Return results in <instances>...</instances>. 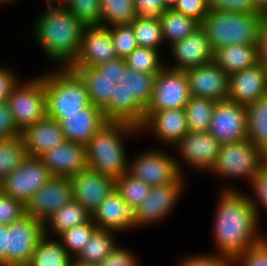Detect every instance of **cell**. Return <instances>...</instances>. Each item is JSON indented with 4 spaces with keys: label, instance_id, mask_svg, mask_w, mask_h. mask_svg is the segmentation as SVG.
Wrapping results in <instances>:
<instances>
[{
    "label": "cell",
    "instance_id": "6da1fadb",
    "mask_svg": "<svg viewBox=\"0 0 267 266\" xmlns=\"http://www.w3.org/2000/svg\"><path fill=\"white\" fill-rule=\"evenodd\" d=\"M221 191L213 238L219 255L234 260L264 236L257 232L259 220L249 195L231 187Z\"/></svg>",
    "mask_w": 267,
    "mask_h": 266
},
{
    "label": "cell",
    "instance_id": "7a4b0ae2",
    "mask_svg": "<svg viewBox=\"0 0 267 266\" xmlns=\"http://www.w3.org/2000/svg\"><path fill=\"white\" fill-rule=\"evenodd\" d=\"M35 21L33 35L47 58L70 67L79 53L85 25L62 4L47 5Z\"/></svg>",
    "mask_w": 267,
    "mask_h": 266
},
{
    "label": "cell",
    "instance_id": "3957f363",
    "mask_svg": "<svg viewBox=\"0 0 267 266\" xmlns=\"http://www.w3.org/2000/svg\"><path fill=\"white\" fill-rule=\"evenodd\" d=\"M143 133L137 125L108 120L86 143L88 168L117 179L128 172L124 138Z\"/></svg>",
    "mask_w": 267,
    "mask_h": 266
},
{
    "label": "cell",
    "instance_id": "277c9868",
    "mask_svg": "<svg viewBox=\"0 0 267 266\" xmlns=\"http://www.w3.org/2000/svg\"><path fill=\"white\" fill-rule=\"evenodd\" d=\"M262 13L209 10L200 23L213 51L232 44L258 45Z\"/></svg>",
    "mask_w": 267,
    "mask_h": 266
},
{
    "label": "cell",
    "instance_id": "5b68a950",
    "mask_svg": "<svg viewBox=\"0 0 267 266\" xmlns=\"http://www.w3.org/2000/svg\"><path fill=\"white\" fill-rule=\"evenodd\" d=\"M44 77L47 114H74L91 105L87 86L69 67L51 71Z\"/></svg>",
    "mask_w": 267,
    "mask_h": 266
},
{
    "label": "cell",
    "instance_id": "8992f818",
    "mask_svg": "<svg viewBox=\"0 0 267 266\" xmlns=\"http://www.w3.org/2000/svg\"><path fill=\"white\" fill-rule=\"evenodd\" d=\"M267 156L248 139L222 144L211 172L222 178L241 179L252 183Z\"/></svg>",
    "mask_w": 267,
    "mask_h": 266
},
{
    "label": "cell",
    "instance_id": "52a82bcc",
    "mask_svg": "<svg viewBox=\"0 0 267 266\" xmlns=\"http://www.w3.org/2000/svg\"><path fill=\"white\" fill-rule=\"evenodd\" d=\"M7 104L20 132L44 119L47 116L44 77L18 82L7 98Z\"/></svg>",
    "mask_w": 267,
    "mask_h": 266
},
{
    "label": "cell",
    "instance_id": "ba28073f",
    "mask_svg": "<svg viewBox=\"0 0 267 266\" xmlns=\"http://www.w3.org/2000/svg\"><path fill=\"white\" fill-rule=\"evenodd\" d=\"M191 98L185 71L164 67L157 75L150 103L144 120L153 112L169 109H185Z\"/></svg>",
    "mask_w": 267,
    "mask_h": 266
},
{
    "label": "cell",
    "instance_id": "9c48e42d",
    "mask_svg": "<svg viewBox=\"0 0 267 266\" xmlns=\"http://www.w3.org/2000/svg\"><path fill=\"white\" fill-rule=\"evenodd\" d=\"M44 236V223L25 215L7 229L6 266H28L39 240Z\"/></svg>",
    "mask_w": 267,
    "mask_h": 266
},
{
    "label": "cell",
    "instance_id": "30bf717a",
    "mask_svg": "<svg viewBox=\"0 0 267 266\" xmlns=\"http://www.w3.org/2000/svg\"><path fill=\"white\" fill-rule=\"evenodd\" d=\"M53 176L40 157L27 156L2 181V192L25 205Z\"/></svg>",
    "mask_w": 267,
    "mask_h": 266
},
{
    "label": "cell",
    "instance_id": "8fae6325",
    "mask_svg": "<svg viewBox=\"0 0 267 266\" xmlns=\"http://www.w3.org/2000/svg\"><path fill=\"white\" fill-rule=\"evenodd\" d=\"M178 160L158 150H149L138 155L128 164V173L151 187L175 182L181 175Z\"/></svg>",
    "mask_w": 267,
    "mask_h": 266
},
{
    "label": "cell",
    "instance_id": "7c38bea8",
    "mask_svg": "<svg viewBox=\"0 0 267 266\" xmlns=\"http://www.w3.org/2000/svg\"><path fill=\"white\" fill-rule=\"evenodd\" d=\"M247 108L230 100L215 104L208 132L221 144L235 143L247 138Z\"/></svg>",
    "mask_w": 267,
    "mask_h": 266
},
{
    "label": "cell",
    "instance_id": "4fadbf2b",
    "mask_svg": "<svg viewBox=\"0 0 267 266\" xmlns=\"http://www.w3.org/2000/svg\"><path fill=\"white\" fill-rule=\"evenodd\" d=\"M72 196L91 215L115 191V179L86 168L69 178Z\"/></svg>",
    "mask_w": 267,
    "mask_h": 266
},
{
    "label": "cell",
    "instance_id": "5bb4252c",
    "mask_svg": "<svg viewBox=\"0 0 267 266\" xmlns=\"http://www.w3.org/2000/svg\"><path fill=\"white\" fill-rule=\"evenodd\" d=\"M117 58L109 27L85 25L79 53L70 67H96Z\"/></svg>",
    "mask_w": 267,
    "mask_h": 266
},
{
    "label": "cell",
    "instance_id": "9a60e30c",
    "mask_svg": "<svg viewBox=\"0 0 267 266\" xmlns=\"http://www.w3.org/2000/svg\"><path fill=\"white\" fill-rule=\"evenodd\" d=\"M183 180V175H181L173 183L151 187L148 198L135 210L137 227L157 223V221L166 218L169 212L171 213L177 204L176 201L183 194Z\"/></svg>",
    "mask_w": 267,
    "mask_h": 266
},
{
    "label": "cell",
    "instance_id": "2e32d148",
    "mask_svg": "<svg viewBox=\"0 0 267 266\" xmlns=\"http://www.w3.org/2000/svg\"><path fill=\"white\" fill-rule=\"evenodd\" d=\"M73 200L69 178L53 176L27 202L26 214L43 223L63 205Z\"/></svg>",
    "mask_w": 267,
    "mask_h": 266
},
{
    "label": "cell",
    "instance_id": "e0dca14e",
    "mask_svg": "<svg viewBox=\"0 0 267 266\" xmlns=\"http://www.w3.org/2000/svg\"><path fill=\"white\" fill-rule=\"evenodd\" d=\"M60 122L65 140L86 145L95 133L108 121L101 108L91 104L74 114H47Z\"/></svg>",
    "mask_w": 267,
    "mask_h": 266
},
{
    "label": "cell",
    "instance_id": "ac0fdd59",
    "mask_svg": "<svg viewBox=\"0 0 267 266\" xmlns=\"http://www.w3.org/2000/svg\"><path fill=\"white\" fill-rule=\"evenodd\" d=\"M193 97L209 98L216 102L227 100L229 75L214 62L185 71Z\"/></svg>",
    "mask_w": 267,
    "mask_h": 266
},
{
    "label": "cell",
    "instance_id": "d6986e66",
    "mask_svg": "<svg viewBox=\"0 0 267 266\" xmlns=\"http://www.w3.org/2000/svg\"><path fill=\"white\" fill-rule=\"evenodd\" d=\"M175 145L189 167L210 172L222 144L207 131L188 132Z\"/></svg>",
    "mask_w": 267,
    "mask_h": 266
},
{
    "label": "cell",
    "instance_id": "ffe728a7",
    "mask_svg": "<svg viewBox=\"0 0 267 266\" xmlns=\"http://www.w3.org/2000/svg\"><path fill=\"white\" fill-rule=\"evenodd\" d=\"M267 95L265 65H257L229 75V93L227 99L247 107Z\"/></svg>",
    "mask_w": 267,
    "mask_h": 266
},
{
    "label": "cell",
    "instance_id": "44dd1931",
    "mask_svg": "<svg viewBox=\"0 0 267 266\" xmlns=\"http://www.w3.org/2000/svg\"><path fill=\"white\" fill-rule=\"evenodd\" d=\"M175 65L169 68L186 71L213 62L214 51L205 31L198 27L185 39L175 42L171 46Z\"/></svg>",
    "mask_w": 267,
    "mask_h": 266
},
{
    "label": "cell",
    "instance_id": "7402d4cb",
    "mask_svg": "<svg viewBox=\"0 0 267 266\" xmlns=\"http://www.w3.org/2000/svg\"><path fill=\"white\" fill-rule=\"evenodd\" d=\"M52 176L71 178L88 168L86 145L65 141L40 156Z\"/></svg>",
    "mask_w": 267,
    "mask_h": 266
},
{
    "label": "cell",
    "instance_id": "603a6c76",
    "mask_svg": "<svg viewBox=\"0 0 267 266\" xmlns=\"http://www.w3.org/2000/svg\"><path fill=\"white\" fill-rule=\"evenodd\" d=\"M92 221L99 229L123 232L137 226L136 211L122 196L113 191L92 214Z\"/></svg>",
    "mask_w": 267,
    "mask_h": 266
},
{
    "label": "cell",
    "instance_id": "cb8c5ba5",
    "mask_svg": "<svg viewBox=\"0 0 267 266\" xmlns=\"http://www.w3.org/2000/svg\"><path fill=\"white\" fill-rule=\"evenodd\" d=\"M154 132L161 142L174 145L189 132L185 109L153 111L139 126V131Z\"/></svg>",
    "mask_w": 267,
    "mask_h": 266
},
{
    "label": "cell",
    "instance_id": "d4e9b609",
    "mask_svg": "<svg viewBox=\"0 0 267 266\" xmlns=\"http://www.w3.org/2000/svg\"><path fill=\"white\" fill-rule=\"evenodd\" d=\"M21 137L28 156L40 157L46 151L65 142L60 122L45 117L21 131Z\"/></svg>",
    "mask_w": 267,
    "mask_h": 266
},
{
    "label": "cell",
    "instance_id": "484cf974",
    "mask_svg": "<svg viewBox=\"0 0 267 266\" xmlns=\"http://www.w3.org/2000/svg\"><path fill=\"white\" fill-rule=\"evenodd\" d=\"M213 62L227 75L257 65L259 60L258 45L232 44L214 51Z\"/></svg>",
    "mask_w": 267,
    "mask_h": 266
},
{
    "label": "cell",
    "instance_id": "4316f807",
    "mask_svg": "<svg viewBox=\"0 0 267 266\" xmlns=\"http://www.w3.org/2000/svg\"><path fill=\"white\" fill-rule=\"evenodd\" d=\"M76 71L84 80L91 104L101 108L108 120V102L113 97L114 86L117 80H113L102 74L96 67H69Z\"/></svg>",
    "mask_w": 267,
    "mask_h": 266
},
{
    "label": "cell",
    "instance_id": "83f0119b",
    "mask_svg": "<svg viewBox=\"0 0 267 266\" xmlns=\"http://www.w3.org/2000/svg\"><path fill=\"white\" fill-rule=\"evenodd\" d=\"M145 108L122 86L115 84L113 97L108 102V120L125 121L138 127L144 122Z\"/></svg>",
    "mask_w": 267,
    "mask_h": 266
},
{
    "label": "cell",
    "instance_id": "f1b7e54d",
    "mask_svg": "<svg viewBox=\"0 0 267 266\" xmlns=\"http://www.w3.org/2000/svg\"><path fill=\"white\" fill-rule=\"evenodd\" d=\"M91 219L92 215L73 199L69 203L63 205L46 220L44 223V235L49 237L50 229L47 228L49 224V227L53 231L52 234H57L59 236L65 230L85 224Z\"/></svg>",
    "mask_w": 267,
    "mask_h": 266
},
{
    "label": "cell",
    "instance_id": "f546056e",
    "mask_svg": "<svg viewBox=\"0 0 267 266\" xmlns=\"http://www.w3.org/2000/svg\"><path fill=\"white\" fill-rule=\"evenodd\" d=\"M246 108L247 138L267 156V95Z\"/></svg>",
    "mask_w": 267,
    "mask_h": 266
},
{
    "label": "cell",
    "instance_id": "4dcf8cb0",
    "mask_svg": "<svg viewBox=\"0 0 267 266\" xmlns=\"http://www.w3.org/2000/svg\"><path fill=\"white\" fill-rule=\"evenodd\" d=\"M73 257L59 240L44 235L38 242L28 266H71Z\"/></svg>",
    "mask_w": 267,
    "mask_h": 266
},
{
    "label": "cell",
    "instance_id": "1f68e13d",
    "mask_svg": "<svg viewBox=\"0 0 267 266\" xmlns=\"http://www.w3.org/2000/svg\"><path fill=\"white\" fill-rule=\"evenodd\" d=\"M164 40L172 45L193 33L200 23L192 17L185 16L173 9H166L159 17Z\"/></svg>",
    "mask_w": 267,
    "mask_h": 266
},
{
    "label": "cell",
    "instance_id": "d6a6232c",
    "mask_svg": "<svg viewBox=\"0 0 267 266\" xmlns=\"http://www.w3.org/2000/svg\"><path fill=\"white\" fill-rule=\"evenodd\" d=\"M113 231L96 228L75 260L99 265L101 261L117 246Z\"/></svg>",
    "mask_w": 267,
    "mask_h": 266
},
{
    "label": "cell",
    "instance_id": "836d02e7",
    "mask_svg": "<svg viewBox=\"0 0 267 266\" xmlns=\"http://www.w3.org/2000/svg\"><path fill=\"white\" fill-rule=\"evenodd\" d=\"M155 79V74L141 73L126 66L121 82L129 95L146 109L152 98Z\"/></svg>",
    "mask_w": 267,
    "mask_h": 266
},
{
    "label": "cell",
    "instance_id": "e575fe53",
    "mask_svg": "<svg viewBox=\"0 0 267 266\" xmlns=\"http://www.w3.org/2000/svg\"><path fill=\"white\" fill-rule=\"evenodd\" d=\"M136 17L134 0H100V25L102 26L130 24Z\"/></svg>",
    "mask_w": 267,
    "mask_h": 266
},
{
    "label": "cell",
    "instance_id": "d590c367",
    "mask_svg": "<svg viewBox=\"0 0 267 266\" xmlns=\"http://www.w3.org/2000/svg\"><path fill=\"white\" fill-rule=\"evenodd\" d=\"M216 101L191 96L185 112L189 132H207L210 127Z\"/></svg>",
    "mask_w": 267,
    "mask_h": 266
},
{
    "label": "cell",
    "instance_id": "8d00e7d4",
    "mask_svg": "<svg viewBox=\"0 0 267 266\" xmlns=\"http://www.w3.org/2000/svg\"><path fill=\"white\" fill-rule=\"evenodd\" d=\"M130 25L138 46L159 50L158 45L164 42L159 17L137 16Z\"/></svg>",
    "mask_w": 267,
    "mask_h": 266
},
{
    "label": "cell",
    "instance_id": "74e56055",
    "mask_svg": "<svg viewBox=\"0 0 267 266\" xmlns=\"http://www.w3.org/2000/svg\"><path fill=\"white\" fill-rule=\"evenodd\" d=\"M27 156L21 135L0 140V180L17 169Z\"/></svg>",
    "mask_w": 267,
    "mask_h": 266
},
{
    "label": "cell",
    "instance_id": "f35d334b",
    "mask_svg": "<svg viewBox=\"0 0 267 266\" xmlns=\"http://www.w3.org/2000/svg\"><path fill=\"white\" fill-rule=\"evenodd\" d=\"M116 191L122 196L124 201L135 210L148 198L151 186L144 181L135 178L128 172L115 179Z\"/></svg>",
    "mask_w": 267,
    "mask_h": 266
},
{
    "label": "cell",
    "instance_id": "ab89813d",
    "mask_svg": "<svg viewBox=\"0 0 267 266\" xmlns=\"http://www.w3.org/2000/svg\"><path fill=\"white\" fill-rule=\"evenodd\" d=\"M160 59L158 50L138 46L125 58V61L131 69L157 75L166 66Z\"/></svg>",
    "mask_w": 267,
    "mask_h": 266
},
{
    "label": "cell",
    "instance_id": "60d3db41",
    "mask_svg": "<svg viewBox=\"0 0 267 266\" xmlns=\"http://www.w3.org/2000/svg\"><path fill=\"white\" fill-rule=\"evenodd\" d=\"M96 225L92 219L85 224L74 226L59 235L60 242L65 250L75 259L91 238Z\"/></svg>",
    "mask_w": 267,
    "mask_h": 266
},
{
    "label": "cell",
    "instance_id": "b9f144b4",
    "mask_svg": "<svg viewBox=\"0 0 267 266\" xmlns=\"http://www.w3.org/2000/svg\"><path fill=\"white\" fill-rule=\"evenodd\" d=\"M63 5L84 25H100V0H67Z\"/></svg>",
    "mask_w": 267,
    "mask_h": 266
},
{
    "label": "cell",
    "instance_id": "7bdbcfd3",
    "mask_svg": "<svg viewBox=\"0 0 267 266\" xmlns=\"http://www.w3.org/2000/svg\"><path fill=\"white\" fill-rule=\"evenodd\" d=\"M113 46L118 58L125 59L138 47L132 26L130 24L109 27Z\"/></svg>",
    "mask_w": 267,
    "mask_h": 266
},
{
    "label": "cell",
    "instance_id": "ee69618b",
    "mask_svg": "<svg viewBox=\"0 0 267 266\" xmlns=\"http://www.w3.org/2000/svg\"><path fill=\"white\" fill-rule=\"evenodd\" d=\"M26 215L25 204L9 195L0 193V224L9 226Z\"/></svg>",
    "mask_w": 267,
    "mask_h": 266
},
{
    "label": "cell",
    "instance_id": "f6af8a7d",
    "mask_svg": "<svg viewBox=\"0 0 267 266\" xmlns=\"http://www.w3.org/2000/svg\"><path fill=\"white\" fill-rule=\"evenodd\" d=\"M267 266V239L264 237L261 241L249 247L234 260L233 264L237 266Z\"/></svg>",
    "mask_w": 267,
    "mask_h": 266
},
{
    "label": "cell",
    "instance_id": "bcb514c9",
    "mask_svg": "<svg viewBox=\"0 0 267 266\" xmlns=\"http://www.w3.org/2000/svg\"><path fill=\"white\" fill-rule=\"evenodd\" d=\"M209 10L224 12L261 13L254 0H207Z\"/></svg>",
    "mask_w": 267,
    "mask_h": 266
},
{
    "label": "cell",
    "instance_id": "7dc6e473",
    "mask_svg": "<svg viewBox=\"0 0 267 266\" xmlns=\"http://www.w3.org/2000/svg\"><path fill=\"white\" fill-rule=\"evenodd\" d=\"M252 189L255 193V199L251 198L250 201L254 205L256 214L259 220V210L258 206L263 205L264 209L267 211V161L261 166L257 175L252 179L251 183ZM259 201V205H258ZM261 203V204H260Z\"/></svg>",
    "mask_w": 267,
    "mask_h": 266
},
{
    "label": "cell",
    "instance_id": "c3c4849f",
    "mask_svg": "<svg viewBox=\"0 0 267 266\" xmlns=\"http://www.w3.org/2000/svg\"><path fill=\"white\" fill-rule=\"evenodd\" d=\"M176 12L182 13L202 22L205 15L209 12L207 0H179L172 8Z\"/></svg>",
    "mask_w": 267,
    "mask_h": 266
},
{
    "label": "cell",
    "instance_id": "681fc988",
    "mask_svg": "<svg viewBox=\"0 0 267 266\" xmlns=\"http://www.w3.org/2000/svg\"><path fill=\"white\" fill-rule=\"evenodd\" d=\"M233 260L226 256L217 255H194L185 257L179 264V266H233Z\"/></svg>",
    "mask_w": 267,
    "mask_h": 266
},
{
    "label": "cell",
    "instance_id": "f907efd6",
    "mask_svg": "<svg viewBox=\"0 0 267 266\" xmlns=\"http://www.w3.org/2000/svg\"><path fill=\"white\" fill-rule=\"evenodd\" d=\"M137 256L118 245L101 261L99 266H138Z\"/></svg>",
    "mask_w": 267,
    "mask_h": 266
},
{
    "label": "cell",
    "instance_id": "816d5d0a",
    "mask_svg": "<svg viewBox=\"0 0 267 266\" xmlns=\"http://www.w3.org/2000/svg\"><path fill=\"white\" fill-rule=\"evenodd\" d=\"M20 134L7 102H0V140L12 139Z\"/></svg>",
    "mask_w": 267,
    "mask_h": 266
},
{
    "label": "cell",
    "instance_id": "f5cc1de1",
    "mask_svg": "<svg viewBox=\"0 0 267 266\" xmlns=\"http://www.w3.org/2000/svg\"><path fill=\"white\" fill-rule=\"evenodd\" d=\"M137 16L160 17L167 9L163 0H134Z\"/></svg>",
    "mask_w": 267,
    "mask_h": 266
},
{
    "label": "cell",
    "instance_id": "db71d44e",
    "mask_svg": "<svg viewBox=\"0 0 267 266\" xmlns=\"http://www.w3.org/2000/svg\"><path fill=\"white\" fill-rule=\"evenodd\" d=\"M9 68L0 67V102H7V98L12 89L18 84L19 80Z\"/></svg>",
    "mask_w": 267,
    "mask_h": 266
},
{
    "label": "cell",
    "instance_id": "11a10c76",
    "mask_svg": "<svg viewBox=\"0 0 267 266\" xmlns=\"http://www.w3.org/2000/svg\"><path fill=\"white\" fill-rule=\"evenodd\" d=\"M126 66L127 65L125 59L117 58L102 63L96 66V68L105 76H108L113 80H117V83H120Z\"/></svg>",
    "mask_w": 267,
    "mask_h": 266
},
{
    "label": "cell",
    "instance_id": "9f6ffc18",
    "mask_svg": "<svg viewBox=\"0 0 267 266\" xmlns=\"http://www.w3.org/2000/svg\"><path fill=\"white\" fill-rule=\"evenodd\" d=\"M259 60L267 62V24L263 21L258 41Z\"/></svg>",
    "mask_w": 267,
    "mask_h": 266
},
{
    "label": "cell",
    "instance_id": "6f0895ef",
    "mask_svg": "<svg viewBox=\"0 0 267 266\" xmlns=\"http://www.w3.org/2000/svg\"><path fill=\"white\" fill-rule=\"evenodd\" d=\"M7 225L0 224V266H6Z\"/></svg>",
    "mask_w": 267,
    "mask_h": 266
},
{
    "label": "cell",
    "instance_id": "680465c9",
    "mask_svg": "<svg viewBox=\"0 0 267 266\" xmlns=\"http://www.w3.org/2000/svg\"><path fill=\"white\" fill-rule=\"evenodd\" d=\"M254 3L261 13H264L267 10V0H254Z\"/></svg>",
    "mask_w": 267,
    "mask_h": 266
},
{
    "label": "cell",
    "instance_id": "91938a15",
    "mask_svg": "<svg viewBox=\"0 0 267 266\" xmlns=\"http://www.w3.org/2000/svg\"><path fill=\"white\" fill-rule=\"evenodd\" d=\"M163 1H164V6L167 9H172L179 0H163Z\"/></svg>",
    "mask_w": 267,
    "mask_h": 266
},
{
    "label": "cell",
    "instance_id": "94428289",
    "mask_svg": "<svg viewBox=\"0 0 267 266\" xmlns=\"http://www.w3.org/2000/svg\"><path fill=\"white\" fill-rule=\"evenodd\" d=\"M71 266H99V265L86 264V263H82V262H79V261L73 259Z\"/></svg>",
    "mask_w": 267,
    "mask_h": 266
},
{
    "label": "cell",
    "instance_id": "6125c7cd",
    "mask_svg": "<svg viewBox=\"0 0 267 266\" xmlns=\"http://www.w3.org/2000/svg\"><path fill=\"white\" fill-rule=\"evenodd\" d=\"M47 1V5H53L54 3H57L58 5H63L67 0H46Z\"/></svg>",
    "mask_w": 267,
    "mask_h": 266
},
{
    "label": "cell",
    "instance_id": "be15d7a7",
    "mask_svg": "<svg viewBox=\"0 0 267 266\" xmlns=\"http://www.w3.org/2000/svg\"><path fill=\"white\" fill-rule=\"evenodd\" d=\"M262 15H263V21L267 24V10L264 13H262Z\"/></svg>",
    "mask_w": 267,
    "mask_h": 266
},
{
    "label": "cell",
    "instance_id": "e7e4bbea",
    "mask_svg": "<svg viewBox=\"0 0 267 266\" xmlns=\"http://www.w3.org/2000/svg\"><path fill=\"white\" fill-rule=\"evenodd\" d=\"M10 1L11 2L13 1L14 2L15 0H0V4L3 5V3H6V2L7 3H10Z\"/></svg>",
    "mask_w": 267,
    "mask_h": 266
},
{
    "label": "cell",
    "instance_id": "03108f58",
    "mask_svg": "<svg viewBox=\"0 0 267 266\" xmlns=\"http://www.w3.org/2000/svg\"><path fill=\"white\" fill-rule=\"evenodd\" d=\"M265 65V69H266V79H267V62H262Z\"/></svg>",
    "mask_w": 267,
    "mask_h": 266
},
{
    "label": "cell",
    "instance_id": "003e7915",
    "mask_svg": "<svg viewBox=\"0 0 267 266\" xmlns=\"http://www.w3.org/2000/svg\"><path fill=\"white\" fill-rule=\"evenodd\" d=\"M2 192V185H1V180H0V193Z\"/></svg>",
    "mask_w": 267,
    "mask_h": 266
}]
</instances>
